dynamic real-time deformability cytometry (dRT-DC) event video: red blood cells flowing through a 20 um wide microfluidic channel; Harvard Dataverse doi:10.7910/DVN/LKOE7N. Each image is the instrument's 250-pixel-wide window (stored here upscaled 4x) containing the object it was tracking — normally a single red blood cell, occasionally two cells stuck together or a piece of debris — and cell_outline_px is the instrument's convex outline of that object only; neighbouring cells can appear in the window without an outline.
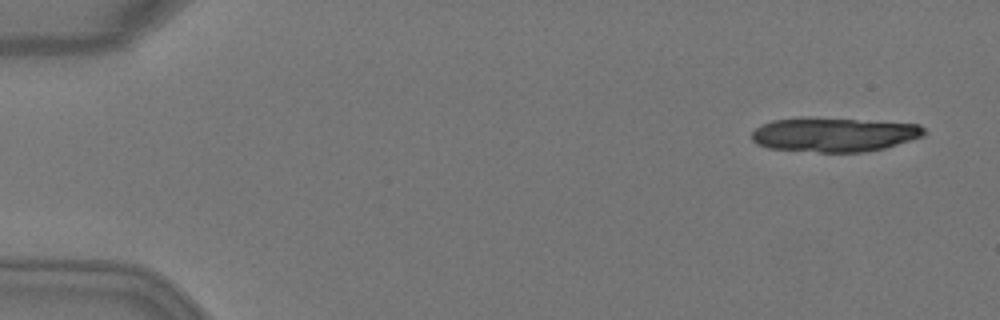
{"species": "Egyptian fruit bat (a non-hibernating species)", "species_latin": "Rousettus aegyptiacus", "temperature_condition": "warm", "stored_images_in_passage": 4, "camera_frame_rate_fps": 3000, "um_per_image_px": 0.085, "animal": {"sex": "female"}, "frame": {"image": 1, "passage_image": 1, "time_ms": 0.0, "image_size_px": [1000, 320], "cell_outline_px": [[928, 132], [924, 136], [884, 148], [864, 152], [820, 152], [768, 148], [756, 144], [752, 140], [752, 132], [756, 128], [772, 120], [800, 116], [808, 116], [920, 124]], "centroid_in_image_um": [70.88, 11.42], "position_along_channel_um": 14.1, "area_um2": 34.85}}